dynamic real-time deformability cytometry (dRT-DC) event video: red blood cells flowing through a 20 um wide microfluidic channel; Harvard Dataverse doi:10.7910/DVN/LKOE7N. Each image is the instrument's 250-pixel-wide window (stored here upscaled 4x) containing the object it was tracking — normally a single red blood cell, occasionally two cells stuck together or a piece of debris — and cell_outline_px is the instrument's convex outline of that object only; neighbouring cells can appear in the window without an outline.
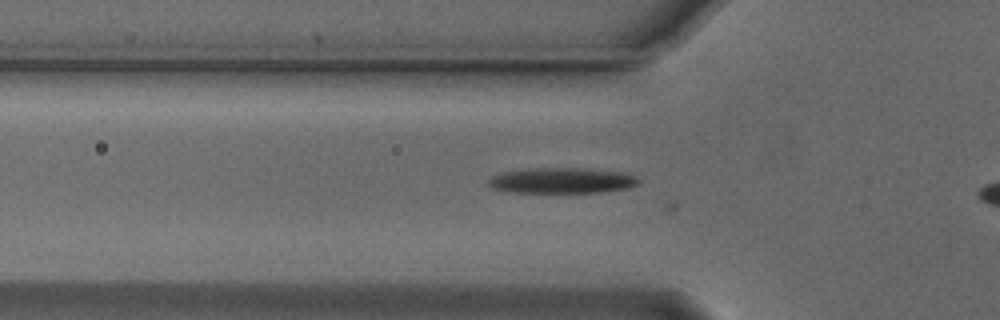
{"species": "Egyptian fruit bat (a non-hibernating species)", "species_latin": "Rousettus aegyptiacus", "temperature_condition": "cold", "stored_images_in_passage": 6, "camera_frame_rate_fps": 3000, "um_per_image_px": 0.085, "animal": {"sex": "male"}, "frame": {"image": 1, "passage_image": 3, "time_ms": 0.667, "image_size_px": [1000, 320], "cell_outline_px": [[640, 184], [628, 188], [600, 192], [512, 192], [492, 188], [488, 184], [488, 180], [492, 176], [504, 172], [528, 168], [584, 168], [628, 172], [636, 176], [640, 180]], "centroid_in_image_um": [47.83, 15.33], "position_along_channel_um": 78.0, "area_um2": 22.54}}